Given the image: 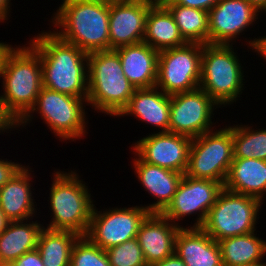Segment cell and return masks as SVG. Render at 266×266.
Segmentation results:
<instances>
[{
  "instance_id": "obj_1",
  "label": "cell",
  "mask_w": 266,
  "mask_h": 266,
  "mask_svg": "<svg viewBox=\"0 0 266 266\" xmlns=\"http://www.w3.org/2000/svg\"><path fill=\"white\" fill-rule=\"evenodd\" d=\"M0 80L2 111L16 125L34 106L43 87L39 53L29 43L10 44L0 58Z\"/></svg>"
},
{
  "instance_id": "obj_2",
  "label": "cell",
  "mask_w": 266,
  "mask_h": 266,
  "mask_svg": "<svg viewBox=\"0 0 266 266\" xmlns=\"http://www.w3.org/2000/svg\"><path fill=\"white\" fill-rule=\"evenodd\" d=\"M29 44L39 53L43 86L88 99V54L51 30L37 33Z\"/></svg>"
},
{
  "instance_id": "obj_3",
  "label": "cell",
  "mask_w": 266,
  "mask_h": 266,
  "mask_svg": "<svg viewBox=\"0 0 266 266\" xmlns=\"http://www.w3.org/2000/svg\"><path fill=\"white\" fill-rule=\"evenodd\" d=\"M51 20L53 33L87 54L110 50L108 2L62 0Z\"/></svg>"
},
{
  "instance_id": "obj_4",
  "label": "cell",
  "mask_w": 266,
  "mask_h": 266,
  "mask_svg": "<svg viewBox=\"0 0 266 266\" xmlns=\"http://www.w3.org/2000/svg\"><path fill=\"white\" fill-rule=\"evenodd\" d=\"M49 188V211L51 220L44 226L50 230L72 231L86 236L94 201L86 182L77 171H55Z\"/></svg>"
},
{
  "instance_id": "obj_5",
  "label": "cell",
  "mask_w": 266,
  "mask_h": 266,
  "mask_svg": "<svg viewBox=\"0 0 266 266\" xmlns=\"http://www.w3.org/2000/svg\"><path fill=\"white\" fill-rule=\"evenodd\" d=\"M135 90L124 75L120 57L114 49L88 53L87 106L115 118L127 106Z\"/></svg>"
},
{
  "instance_id": "obj_6",
  "label": "cell",
  "mask_w": 266,
  "mask_h": 266,
  "mask_svg": "<svg viewBox=\"0 0 266 266\" xmlns=\"http://www.w3.org/2000/svg\"><path fill=\"white\" fill-rule=\"evenodd\" d=\"M235 49L233 45H202L199 87L221 108L236 103L245 89V71Z\"/></svg>"
},
{
  "instance_id": "obj_7",
  "label": "cell",
  "mask_w": 266,
  "mask_h": 266,
  "mask_svg": "<svg viewBox=\"0 0 266 266\" xmlns=\"http://www.w3.org/2000/svg\"><path fill=\"white\" fill-rule=\"evenodd\" d=\"M85 104L88 103L84 98L59 93L43 86L34 106L15 125V129H23L30 124L36 112L51 133L60 138L59 141L79 140L88 134L89 122Z\"/></svg>"
},
{
  "instance_id": "obj_8",
  "label": "cell",
  "mask_w": 266,
  "mask_h": 266,
  "mask_svg": "<svg viewBox=\"0 0 266 266\" xmlns=\"http://www.w3.org/2000/svg\"><path fill=\"white\" fill-rule=\"evenodd\" d=\"M262 204L257 198L224 188L210 208L201 228L217 242L254 232Z\"/></svg>"
},
{
  "instance_id": "obj_9",
  "label": "cell",
  "mask_w": 266,
  "mask_h": 266,
  "mask_svg": "<svg viewBox=\"0 0 266 266\" xmlns=\"http://www.w3.org/2000/svg\"><path fill=\"white\" fill-rule=\"evenodd\" d=\"M233 161L232 125L193 138L186 176L225 184Z\"/></svg>"
},
{
  "instance_id": "obj_10",
  "label": "cell",
  "mask_w": 266,
  "mask_h": 266,
  "mask_svg": "<svg viewBox=\"0 0 266 266\" xmlns=\"http://www.w3.org/2000/svg\"><path fill=\"white\" fill-rule=\"evenodd\" d=\"M202 44L187 43L159 52L156 87L173 95L199 88Z\"/></svg>"
},
{
  "instance_id": "obj_11",
  "label": "cell",
  "mask_w": 266,
  "mask_h": 266,
  "mask_svg": "<svg viewBox=\"0 0 266 266\" xmlns=\"http://www.w3.org/2000/svg\"><path fill=\"white\" fill-rule=\"evenodd\" d=\"M150 212L140 204L132 207H112L98 211L95 204L86 237L103 250L137 238L141 223Z\"/></svg>"
},
{
  "instance_id": "obj_12",
  "label": "cell",
  "mask_w": 266,
  "mask_h": 266,
  "mask_svg": "<svg viewBox=\"0 0 266 266\" xmlns=\"http://www.w3.org/2000/svg\"><path fill=\"white\" fill-rule=\"evenodd\" d=\"M223 189L224 185L218 181L195 179L184 174L171 203L161 214L181 228L185 226L180 225V220L197 214L189 228H201Z\"/></svg>"
},
{
  "instance_id": "obj_13",
  "label": "cell",
  "mask_w": 266,
  "mask_h": 266,
  "mask_svg": "<svg viewBox=\"0 0 266 266\" xmlns=\"http://www.w3.org/2000/svg\"><path fill=\"white\" fill-rule=\"evenodd\" d=\"M220 106L200 87L171 95L169 132L196 138L214 130V111Z\"/></svg>"
},
{
  "instance_id": "obj_14",
  "label": "cell",
  "mask_w": 266,
  "mask_h": 266,
  "mask_svg": "<svg viewBox=\"0 0 266 266\" xmlns=\"http://www.w3.org/2000/svg\"><path fill=\"white\" fill-rule=\"evenodd\" d=\"M259 14L246 0H220L208 11L209 44L235 45L237 37L257 23Z\"/></svg>"
},
{
  "instance_id": "obj_15",
  "label": "cell",
  "mask_w": 266,
  "mask_h": 266,
  "mask_svg": "<svg viewBox=\"0 0 266 266\" xmlns=\"http://www.w3.org/2000/svg\"><path fill=\"white\" fill-rule=\"evenodd\" d=\"M192 138L173 132L149 133L131 145L144 161L185 174Z\"/></svg>"
},
{
  "instance_id": "obj_16",
  "label": "cell",
  "mask_w": 266,
  "mask_h": 266,
  "mask_svg": "<svg viewBox=\"0 0 266 266\" xmlns=\"http://www.w3.org/2000/svg\"><path fill=\"white\" fill-rule=\"evenodd\" d=\"M151 6L143 0L109 3L110 50L143 42Z\"/></svg>"
},
{
  "instance_id": "obj_17",
  "label": "cell",
  "mask_w": 266,
  "mask_h": 266,
  "mask_svg": "<svg viewBox=\"0 0 266 266\" xmlns=\"http://www.w3.org/2000/svg\"><path fill=\"white\" fill-rule=\"evenodd\" d=\"M135 154L133 168L140 185L157 200L145 205L150 213H162L171 203L184 174L144 162Z\"/></svg>"
},
{
  "instance_id": "obj_18",
  "label": "cell",
  "mask_w": 266,
  "mask_h": 266,
  "mask_svg": "<svg viewBox=\"0 0 266 266\" xmlns=\"http://www.w3.org/2000/svg\"><path fill=\"white\" fill-rule=\"evenodd\" d=\"M181 227L160 213H150L137 233L148 266L174 254L175 237Z\"/></svg>"
},
{
  "instance_id": "obj_19",
  "label": "cell",
  "mask_w": 266,
  "mask_h": 266,
  "mask_svg": "<svg viewBox=\"0 0 266 266\" xmlns=\"http://www.w3.org/2000/svg\"><path fill=\"white\" fill-rule=\"evenodd\" d=\"M31 169L24 165L0 188V208L10 222L32 219L37 215L36 210H40L33 196L34 171Z\"/></svg>"
},
{
  "instance_id": "obj_20",
  "label": "cell",
  "mask_w": 266,
  "mask_h": 266,
  "mask_svg": "<svg viewBox=\"0 0 266 266\" xmlns=\"http://www.w3.org/2000/svg\"><path fill=\"white\" fill-rule=\"evenodd\" d=\"M170 103L171 95L156 86L136 89L117 117L133 115L138 121L158 128L155 133L169 132Z\"/></svg>"
},
{
  "instance_id": "obj_21",
  "label": "cell",
  "mask_w": 266,
  "mask_h": 266,
  "mask_svg": "<svg viewBox=\"0 0 266 266\" xmlns=\"http://www.w3.org/2000/svg\"><path fill=\"white\" fill-rule=\"evenodd\" d=\"M174 253L186 266H223L218 242L202 228H180Z\"/></svg>"
},
{
  "instance_id": "obj_22",
  "label": "cell",
  "mask_w": 266,
  "mask_h": 266,
  "mask_svg": "<svg viewBox=\"0 0 266 266\" xmlns=\"http://www.w3.org/2000/svg\"><path fill=\"white\" fill-rule=\"evenodd\" d=\"M121 60L123 73L135 89L156 85L159 51L145 42L114 49Z\"/></svg>"
},
{
  "instance_id": "obj_23",
  "label": "cell",
  "mask_w": 266,
  "mask_h": 266,
  "mask_svg": "<svg viewBox=\"0 0 266 266\" xmlns=\"http://www.w3.org/2000/svg\"><path fill=\"white\" fill-rule=\"evenodd\" d=\"M224 188L259 199L266 198V160L233 158Z\"/></svg>"
},
{
  "instance_id": "obj_24",
  "label": "cell",
  "mask_w": 266,
  "mask_h": 266,
  "mask_svg": "<svg viewBox=\"0 0 266 266\" xmlns=\"http://www.w3.org/2000/svg\"><path fill=\"white\" fill-rule=\"evenodd\" d=\"M40 222L33 218L9 222L0 235V262L12 263L24 253L37 249L38 237L44 228Z\"/></svg>"
},
{
  "instance_id": "obj_25",
  "label": "cell",
  "mask_w": 266,
  "mask_h": 266,
  "mask_svg": "<svg viewBox=\"0 0 266 266\" xmlns=\"http://www.w3.org/2000/svg\"><path fill=\"white\" fill-rule=\"evenodd\" d=\"M143 42L157 51L187 44L171 13L164 5H152L147 13Z\"/></svg>"
},
{
  "instance_id": "obj_26",
  "label": "cell",
  "mask_w": 266,
  "mask_h": 266,
  "mask_svg": "<svg viewBox=\"0 0 266 266\" xmlns=\"http://www.w3.org/2000/svg\"><path fill=\"white\" fill-rule=\"evenodd\" d=\"M257 232L218 241L223 266H243L265 261L266 240L259 238Z\"/></svg>"
},
{
  "instance_id": "obj_27",
  "label": "cell",
  "mask_w": 266,
  "mask_h": 266,
  "mask_svg": "<svg viewBox=\"0 0 266 266\" xmlns=\"http://www.w3.org/2000/svg\"><path fill=\"white\" fill-rule=\"evenodd\" d=\"M79 237L72 231L50 230L44 227L37 243L44 266H70L72 247Z\"/></svg>"
},
{
  "instance_id": "obj_28",
  "label": "cell",
  "mask_w": 266,
  "mask_h": 266,
  "mask_svg": "<svg viewBox=\"0 0 266 266\" xmlns=\"http://www.w3.org/2000/svg\"><path fill=\"white\" fill-rule=\"evenodd\" d=\"M164 6L171 13L179 32L187 43L209 44L208 12L167 2Z\"/></svg>"
},
{
  "instance_id": "obj_29",
  "label": "cell",
  "mask_w": 266,
  "mask_h": 266,
  "mask_svg": "<svg viewBox=\"0 0 266 266\" xmlns=\"http://www.w3.org/2000/svg\"><path fill=\"white\" fill-rule=\"evenodd\" d=\"M252 127L232 125L233 158L266 160V129Z\"/></svg>"
},
{
  "instance_id": "obj_30",
  "label": "cell",
  "mask_w": 266,
  "mask_h": 266,
  "mask_svg": "<svg viewBox=\"0 0 266 266\" xmlns=\"http://www.w3.org/2000/svg\"><path fill=\"white\" fill-rule=\"evenodd\" d=\"M70 266H111L107 253L93 244L86 236H80L71 251Z\"/></svg>"
},
{
  "instance_id": "obj_31",
  "label": "cell",
  "mask_w": 266,
  "mask_h": 266,
  "mask_svg": "<svg viewBox=\"0 0 266 266\" xmlns=\"http://www.w3.org/2000/svg\"><path fill=\"white\" fill-rule=\"evenodd\" d=\"M105 251L111 266H148L137 238Z\"/></svg>"
},
{
  "instance_id": "obj_32",
  "label": "cell",
  "mask_w": 266,
  "mask_h": 266,
  "mask_svg": "<svg viewBox=\"0 0 266 266\" xmlns=\"http://www.w3.org/2000/svg\"><path fill=\"white\" fill-rule=\"evenodd\" d=\"M7 158L0 159V188L6 184L24 165Z\"/></svg>"
},
{
  "instance_id": "obj_33",
  "label": "cell",
  "mask_w": 266,
  "mask_h": 266,
  "mask_svg": "<svg viewBox=\"0 0 266 266\" xmlns=\"http://www.w3.org/2000/svg\"><path fill=\"white\" fill-rule=\"evenodd\" d=\"M12 263L14 266H44L42 257L37 249L24 253Z\"/></svg>"
},
{
  "instance_id": "obj_34",
  "label": "cell",
  "mask_w": 266,
  "mask_h": 266,
  "mask_svg": "<svg viewBox=\"0 0 266 266\" xmlns=\"http://www.w3.org/2000/svg\"><path fill=\"white\" fill-rule=\"evenodd\" d=\"M175 4L200 9L211 10L220 0H172Z\"/></svg>"
},
{
  "instance_id": "obj_35",
  "label": "cell",
  "mask_w": 266,
  "mask_h": 266,
  "mask_svg": "<svg viewBox=\"0 0 266 266\" xmlns=\"http://www.w3.org/2000/svg\"><path fill=\"white\" fill-rule=\"evenodd\" d=\"M250 39V40H249ZM247 40V46L252 49L253 53L256 52L258 56L266 61V36H259L257 38H250Z\"/></svg>"
},
{
  "instance_id": "obj_36",
  "label": "cell",
  "mask_w": 266,
  "mask_h": 266,
  "mask_svg": "<svg viewBox=\"0 0 266 266\" xmlns=\"http://www.w3.org/2000/svg\"><path fill=\"white\" fill-rule=\"evenodd\" d=\"M150 266H186L181 258H179L175 253L165 258L164 260L154 263Z\"/></svg>"
},
{
  "instance_id": "obj_37",
  "label": "cell",
  "mask_w": 266,
  "mask_h": 266,
  "mask_svg": "<svg viewBox=\"0 0 266 266\" xmlns=\"http://www.w3.org/2000/svg\"><path fill=\"white\" fill-rule=\"evenodd\" d=\"M11 0H0V23H4L5 20H9L11 17L9 13L11 12ZM9 16V17H8Z\"/></svg>"
},
{
  "instance_id": "obj_38",
  "label": "cell",
  "mask_w": 266,
  "mask_h": 266,
  "mask_svg": "<svg viewBox=\"0 0 266 266\" xmlns=\"http://www.w3.org/2000/svg\"><path fill=\"white\" fill-rule=\"evenodd\" d=\"M246 1L252 4L261 13H266V0H246Z\"/></svg>"
},
{
  "instance_id": "obj_39",
  "label": "cell",
  "mask_w": 266,
  "mask_h": 266,
  "mask_svg": "<svg viewBox=\"0 0 266 266\" xmlns=\"http://www.w3.org/2000/svg\"><path fill=\"white\" fill-rule=\"evenodd\" d=\"M9 222L3 210L0 208V235L6 230Z\"/></svg>"
},
{
  "instance_id": "obj_40",
  "label": "cell",
  "mask_w": 266,
  "mask_h": 266,
  "mask_svg": "<svg viewBox=\"0 0 266 266\" xmlns=\"http://www.w3.org/2000/svg\"><path fill=\"white\" fill-rule=\"evenodd\" d=\"M143 1L152 5H164L165 3L170 2L172 0H143Z\"/></svg>"
},
{
  "instance_id": "obj_41",
  "label": "cell",
  "mask_w": 266,
  "mask_h": 266,
  "mask_svg": "<svg viewBox=\"0 0 266 266\" xmlns=\"http://www.w3.org/2000/svg\"><path fill=\"white\" fill-rule=\"evenodd\" d=\"M9 45H10L9 43L1 42V41H0V58H1V55H2L3 51H4Z\"/></svg>"
},
{
  "instance_id": "obj_42",
  "label": "cell",
  "mask_w": 266,
  "mask_h": 266,
  "mask_svg": "<svg viewBox=\"0 0 266 266\" xmlns=\"http://www.w3.org/2000/svg\"><path fill=\"white\" fill-rule=\"evenodd\" d=\"M243 266H266V262L260 261V262L243 265Z\"/></svg>"
},
{
  "instance_id": "obj_43",
  "label": "cell",
  "mask_w": 266,
  "mask_h": 266,
  "mask_svg": "<svg viewBox=\"0 0 266 266\" xmlns=\"http://www.w3.org/2000/svg\"><path fill=\"white\" fill-rule=\"evenodd\" d=\"M104 2L108 3H116V2H129V1H134V0H102Z\"/></svg>"
},
{
  "instance_id": "obj_44",
  "label": "cell",
  "mask_w": 266,
  "mask_h": 266,
  "mask_svg": "<svg viewBox=\"0 0 266 266\" xmlns=\"http://www.w3.org/2000/svg\"><path fill=\"white\" fill-rule=\"evenodd\" d=\"M0 266H14L13 263L0 262Z\"/></svg>"
}]
</instances>
